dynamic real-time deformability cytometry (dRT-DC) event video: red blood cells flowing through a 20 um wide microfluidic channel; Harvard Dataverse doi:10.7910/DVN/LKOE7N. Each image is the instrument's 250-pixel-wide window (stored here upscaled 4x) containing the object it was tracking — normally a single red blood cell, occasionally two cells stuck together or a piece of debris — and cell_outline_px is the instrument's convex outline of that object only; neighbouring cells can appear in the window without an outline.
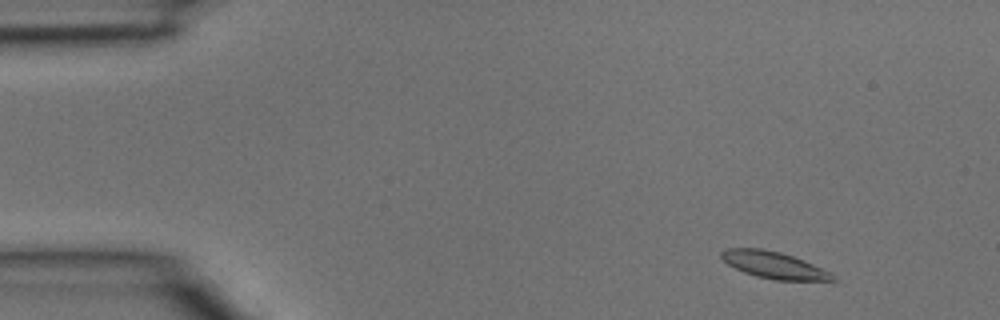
{"species": "common noctule bat (a hibernating species)", "species_latin": "Nyctalus noctula", "temperature_condition": "room temperature", "stored_images_in_passage": 40, "camera_frame_rate_fps": 3000, "um_per_image_px": 0.085, "animal": {"sex": "male", "body_mass_g": 15.6}, "frame": {"image": 1, "passage_image": 3, "time_ms": 0.667, "image_size_px": [1000, 320], "cell_outline_px": [[840, 280], [776, 280], [756, 276], [744, 272], [728, 264], [720, 256], [720, 252], [724, 248], [760, 248], [780, 252], [804, 260], [832, 272]], "centroid_in_image_um": [65.81, 22.52], "position_along_channel_um": 19.2, "area_um2": 17.4}}
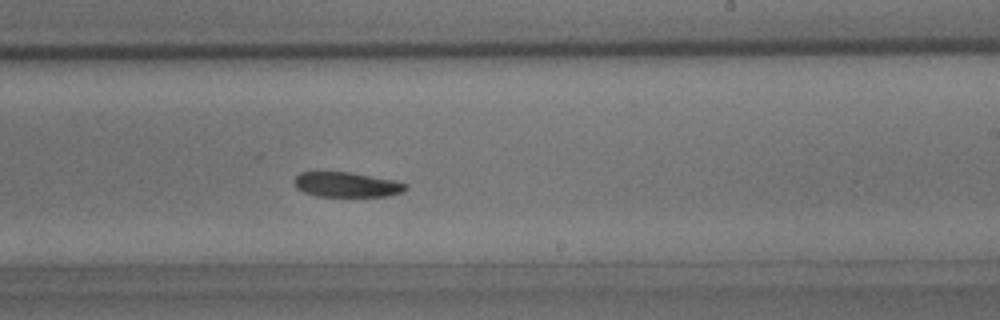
{"frame": {"image": 2, "passage_image": 23, "time_ms": 7.333, "image_size_px": [1000, 320], "cell_outline_px": [[408, 188], [404, 192], [388, 196], [320, 196], [304, 192], [296, 188], [292, 180], [300, 172], [348, 172], [392, 180], [408, 184]], "centroid_in_image_um": [29.46, 15.7], "position_along_channel_um": 259.5, "area_um2": 16.13}}
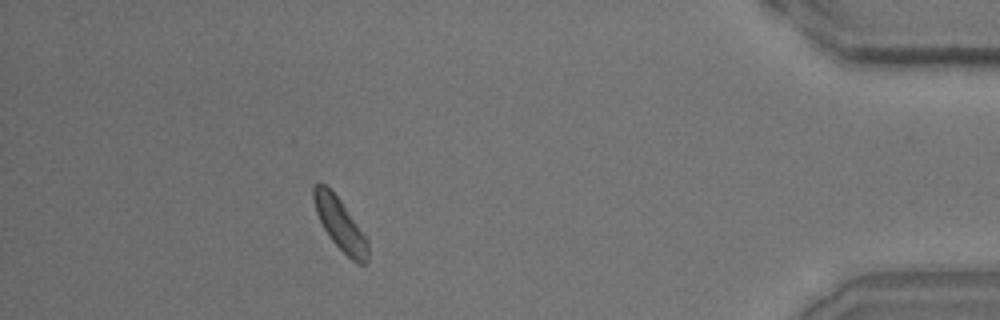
{"frame": {"image": 3, "passage_image": 35, "time_ms": 11.333, "image_size_px": [1000, 320], "cell_outline_px": [[368, 264], [356, 264], [332, 240], [324, 228], [316, 212], [312, 196], [312, 188], [320, 180], [340, 200], [368, 236]], "centroid_in_image_um": [28.95, 19.07], "position_along_channel_um": 406.3, "area_um2": 16.53}}